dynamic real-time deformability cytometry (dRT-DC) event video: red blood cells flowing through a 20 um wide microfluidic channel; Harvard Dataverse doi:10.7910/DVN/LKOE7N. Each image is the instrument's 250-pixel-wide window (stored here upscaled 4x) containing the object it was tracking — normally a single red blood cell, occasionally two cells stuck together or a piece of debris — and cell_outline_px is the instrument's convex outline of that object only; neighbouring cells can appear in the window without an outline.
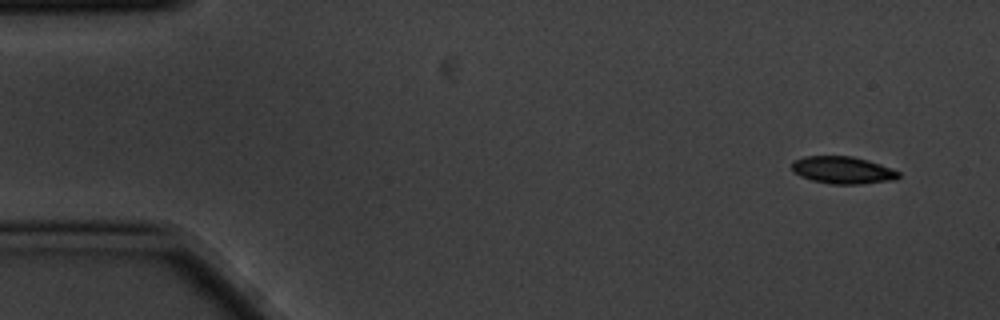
{"species": "common noctule bat (a hibernating species)", "species_latin": "Nyctalus noctula", "temperature_condition": "cold", "stored_images_in_passage": 8, "camera_frame_rate_fps": 3000, "um_per_image_px": 0.085, "animal": {"sex": "male", "body_mass_g": 20.1, "forearm_length_mm": 53.5}, "frame": {"image": 1, "passage_image": 1, "time_ms": 0.0, "image_size_px": [1000, 320], "cell_outline_px": [[900, 176], [896, 180], [860, 184], [832, 184], [812, 180], [800, 176], [792, 172], [792, 160], [804, 156], [852, 156], [868, 160], [880, 164], [900, 172]], "centroid_in_image_um": [71.62, 14.46], "position_along_channel_um": 13.4, "area_um2": 17.11}}
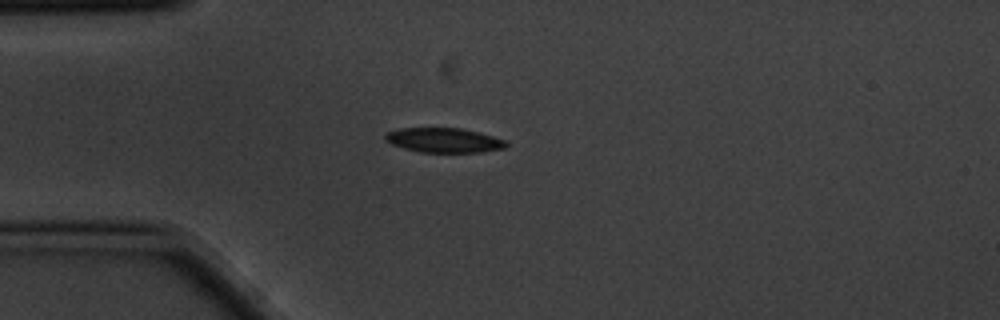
{"frame": {"image": 2, "passage_image": 4, "time_ms": 1.0, "image_size_px": [1000, 320], "cell_outline_px": [[508, 144], [504, 148], [480, 152], [420, 152], [404, 148], [392, 144], [384, 140], [384, 136], [388, 132], [400, 128], [460, 128], [508, 140]], "centroid_in_image_um": [37.73, 11.92], "position_along_channel_um": 47.3, "area_um2": 17.22}}